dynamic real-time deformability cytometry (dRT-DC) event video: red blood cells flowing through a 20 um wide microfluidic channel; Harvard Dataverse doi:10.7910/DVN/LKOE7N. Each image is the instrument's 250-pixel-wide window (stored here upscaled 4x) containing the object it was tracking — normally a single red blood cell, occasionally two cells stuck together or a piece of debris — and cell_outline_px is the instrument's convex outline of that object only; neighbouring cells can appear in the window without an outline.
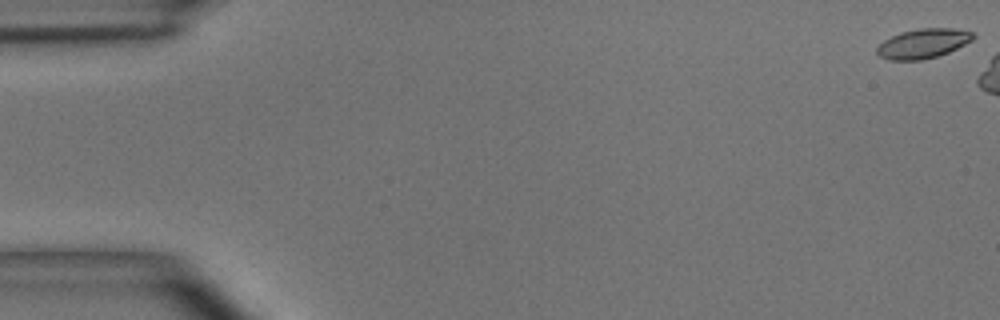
{"species": "common noctule bat (a hibernating species)", "species_latin": "Nyctalus noctula", "temperature_condition": "room temperature", "stored_images_in_passage": 6, "camera_frame_rate_fps": 3000, "um_per_image_px": 0.085, "animal": {"sex": "male", "body_mass_g": 15.6}, "frame": {"image": 1, "passage_image": 1, "time_ms": 0.0, "image_size_px": [1000, 320], "cell_outline_px": [[976, 36], [972, 40], [948, 52], [936, 56], [920, 60], [888, 60], [880, 56], [876, 52], [876, 48], [884, 40], [900, 32], [920, 28], [952, 28], [972, 32]], "centroid_in_image_um": [78.44, 3.69], "position_along_channel_um": 6.6, "area_um2": 16.42}}